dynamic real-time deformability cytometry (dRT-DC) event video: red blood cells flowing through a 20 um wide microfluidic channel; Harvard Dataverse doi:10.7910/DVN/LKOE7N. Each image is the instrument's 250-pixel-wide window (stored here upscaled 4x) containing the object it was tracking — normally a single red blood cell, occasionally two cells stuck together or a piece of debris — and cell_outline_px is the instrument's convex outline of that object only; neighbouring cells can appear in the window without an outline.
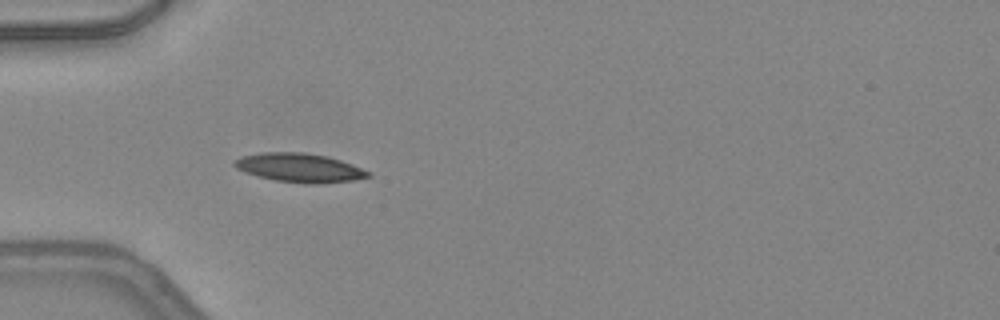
{"species": "common noctule bat (a hibernating species)", "species_latin": "Nyctalus noctula", "temperature_condition": "warm", "stored_images_in_passage": 29, "camera_frame_rate_fps": 3000, "um_per_image_px": 0.085, "animal": {"sex": "female", "body_mass_g": 24.6, "forearm_length_mm": 56.2}, "frame": {"image": 1, "passage_image": 16, "time_ms": 5.0, "image_size_px": [1000, 320], "cell_outline_px": [[372, 176], [352, 180], [316, 184], [308, 184], [276, 180], [256, 176], [244, 172], [236, 168], [232, 164], [232, 160], [240, 156], [260, 152], [304, 152], [328, 156], [352, 164], [372, 172]], "centroid_in_image_um": [25.42, 14.25], "position_along_channel_um": 59.6, "area_um2": 22.77}}
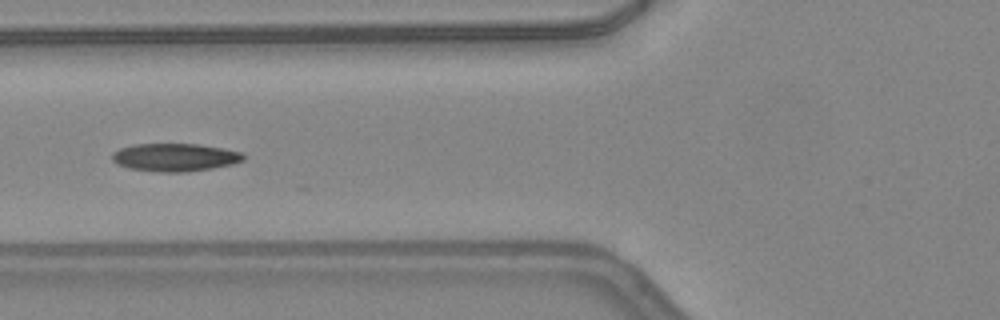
{"frame": {"image": 2, "passage_image": 20, "time_ms": 6.333, "image_size_px": [1000, 320], "cell_outline_px": [[244, 160], [232, 164], [212, 168], [188, 172], [160, 172], [128, 168], [116, 164], [112, 160], [112, 152], [120, 148], [132, 144], [200, 144], [224, 148], [244, 152]], "centroid_in_image_um": [14.87, 13.37], "position_along_channel_um": 110.9, "area_um2": 21.62}}